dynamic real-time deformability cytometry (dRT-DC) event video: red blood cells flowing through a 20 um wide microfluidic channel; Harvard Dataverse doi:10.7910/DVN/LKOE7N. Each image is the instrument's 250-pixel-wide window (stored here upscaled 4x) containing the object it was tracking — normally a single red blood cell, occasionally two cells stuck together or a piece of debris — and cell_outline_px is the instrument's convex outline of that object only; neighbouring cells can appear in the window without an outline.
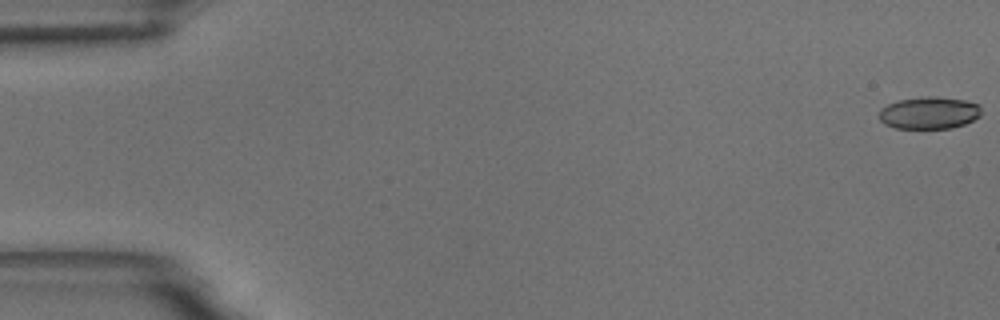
{"species": "common noctule bat (a hibernating species)", "species_latin": "Nyctalus noctula", "temperature_condition": "room temperature", "stored_images_in_passage": 56, "camera_frame_rate_fps": 3000, "um_per_image_px": 0.085, "animal": {"sex": "male", "body_mass_g": 18.8}, "frame": {"image": 1, "passage_image": 1, "time_ms": 0.0, "image_size_px": [1000, 320], "cell_outline_px": [[980, 116], [964, 124], [952, 128], [896, 128], [884, 124], [880, 120], [880, 108], [888, 104], [900, 100], [928, 96], [936, 96], [964, 100], [980, 104]], "centroid_in_image_um": [78.98, 9.59], "position_along_channel_um": 6.0, "area_um2": 19.07}}
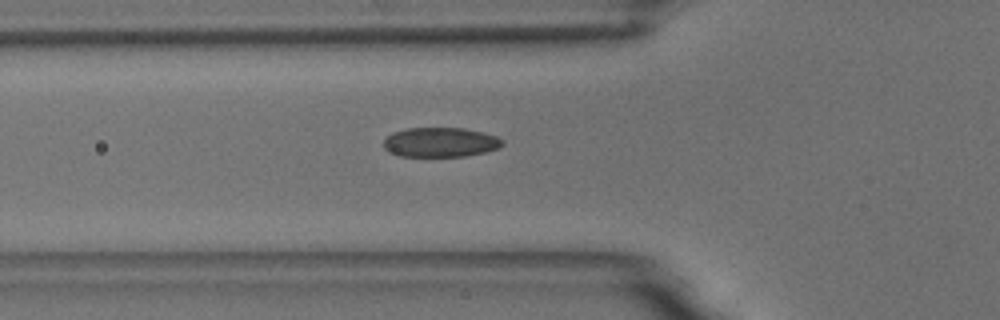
{"frame": {"image": 2, "passage_image": 20, "time_ms": 6.333, "image_size_px": [1000, 320], "cell_outline_px": [[504, 144], [500, 148], [488, 152], [464, 156], [400, 156], [388, 152], [384, 148], [384, 140], [392, 132], [408, 128], [464, 128], [484, 132], [496, 136], [504, 140]], "centroid_in_image_um": [37.47, 12.09], "position_along_channel_um": 88.3, "area_um2": 20.69}}
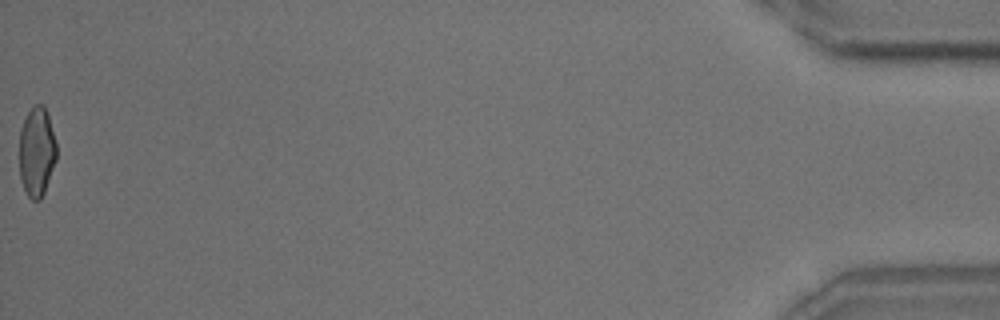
{"frame": {"image": 3, "passage_image": 56, "time_ms": 18.333, "image_size_px": [1000, 320], "cell_outline_px": [[56, 160], [44, 192], [40, 200], [32, 200], [28, 196], [20, 180], [20, 128], [28, 112], [36, 104], [44, 104], [48, 116], [56, 144]], "centroid_in_image_um": [3.12, 12.91], "position_along_channel_um": 432.1, "area_um2": 19.19}, "authors_computed_cell_mechanics": {"area_um2": 20.4034, "velocity_mm_per_s": 3.6855, "shape_relaxation_time_tau1_ms": 5.006, "shape_relaxation_time_tau2_ms": 1.7258, "deformation_change_tau1": 0.1346, "deformation_change_tau2": 0.0735}}